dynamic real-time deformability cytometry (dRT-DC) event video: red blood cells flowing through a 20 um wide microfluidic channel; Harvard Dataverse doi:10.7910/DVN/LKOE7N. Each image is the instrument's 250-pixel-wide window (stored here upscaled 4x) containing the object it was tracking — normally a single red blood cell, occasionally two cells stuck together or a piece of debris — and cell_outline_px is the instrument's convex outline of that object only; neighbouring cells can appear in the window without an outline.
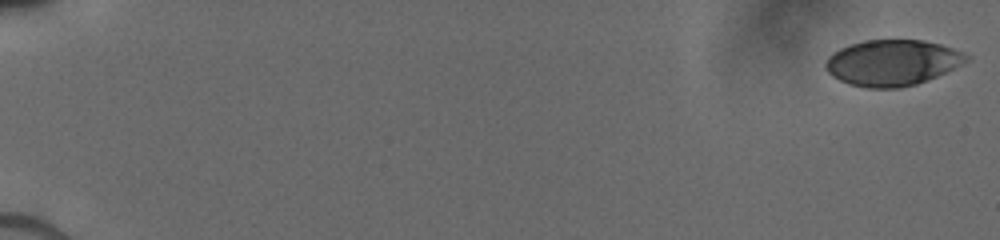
{"species": "human", "species_latin": "Homo sapiens", "temperature_condition": "cold", "stored_images_in_passage": 22, "camera_frame_rate_fps": 3000, "um_per_image_px": 0.085, "donor": {"sex": "male"}, "frame": {"image": 1, "passage_image": 1, "time_ms": 0.0, "image_size_px": [1000, 240], "cell_outline_px": [[972, 56], [968, 60], [928, 80], [916, 84], [900, 88], [868, 88], [848, 84], [832, 76], [824, 68], [824, 64], [828, 56], [832, 52], [840, 48], [864, 40], [924, 40], [940, 44], [964, 52]], "centroid_in_image_um": [75.82, 5.33], "position_along_channel_um": 9.2, "area_um2": 37.69}}
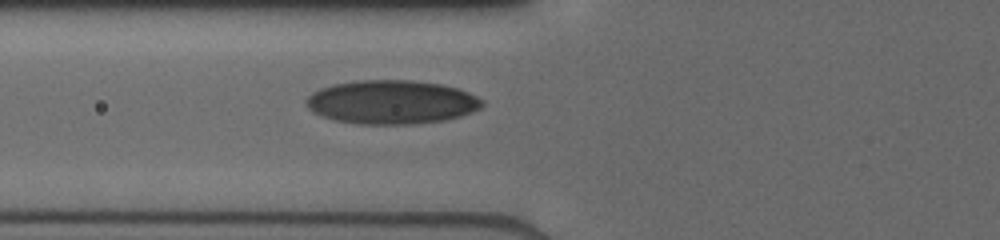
{"frame": {"image": 2, "passage_image": 19, "time_ms": 7.0, "image_size_px": [1000, 240], "cell_outline_px": [[484, 104], [480, 108], [472, 112], [460, 116], [444, 120], [408, 124], [360, 124], [336, 120], [320, 116], [312, 112], [304, 104], [308, 96], [312, 92], [320, 88], [332, 84], [356, 80], [412, 80], [440, 84], [456, 88], [468, 92], [484, 100]], "centroid_in_image_um": [33.25, 8.67], "position_along_channel_um": 92.6, "area_um2": 45.03}}
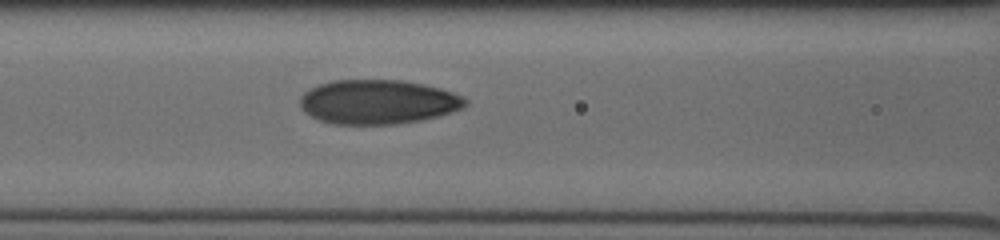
{"frame": {"image": 3, "passage_image": 22, "time_ms": 8.0, "image_size_px": [1000, 240], "cell_outline_px": [[468, 104], [464, 108], [440, 116], [420, 120], [396, 124], [332, 124], [320, 120], [304, 112], [300, 108], [300, 96], [308, 88], [332, 80], [400, 80], [424, 84], [440, 88], [464, 96], [468, 100]], "centroid_in_image_um": [32.14, 8.66], "position_along_channel_um": 134.5, "area_um2": 43.06}}